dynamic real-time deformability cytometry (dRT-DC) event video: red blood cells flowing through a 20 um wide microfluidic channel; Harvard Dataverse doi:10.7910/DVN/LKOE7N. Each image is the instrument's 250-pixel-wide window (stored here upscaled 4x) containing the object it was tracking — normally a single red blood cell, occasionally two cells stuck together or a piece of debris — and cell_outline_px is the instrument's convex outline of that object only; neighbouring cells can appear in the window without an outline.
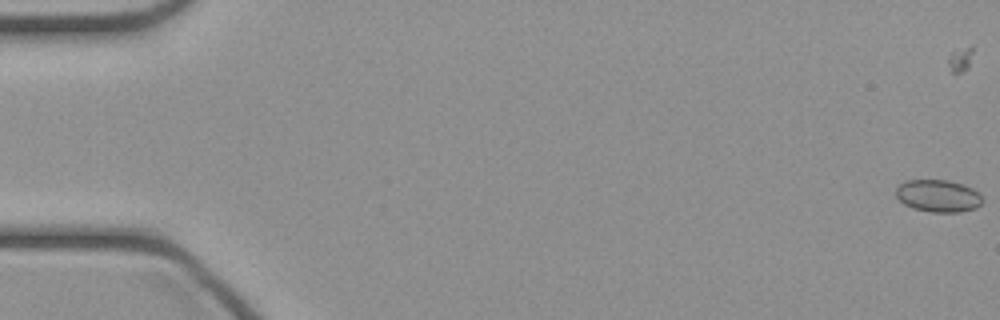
{"species": "common noctule bat (a hibernating species)", "species_latin": "Nyctalus noctula", "temperature_condition": "cold", "stored_images_in_passage": 49, "camera_frame_rate_fps": 3000, "um_per_image_px": 0.085, "animal": {"sex": "female", "body_mass_g": 21.9}, "frame": {"image": 1, "passage_image": 1, "time_ms": 0.0, "image_size_px": [1000, 320], "cell_outline_px": [[984, 200], [976, 208], [960, 212], [932, 212], [912, 208], [904, 204], [896, 196], [896, 188], [900, 184], [908, 180], [948, 180], [972, 188]], "centroid_in_image_um": [79.73, 16.66], "position_along_channel_um": 5.3, "area_um2": 16.13}}
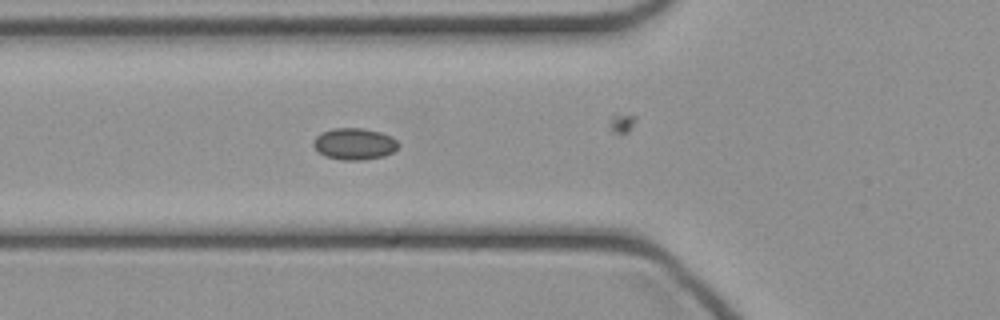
{"frame": {"image": 2, "passage_image": 18, "time_ms": 5.667, "image_size_px": [1000, 320], "cell_outline_px": [[400, 144], [392, 152], [384, 156], [364, 160], [344, 160], [324, 156], [312, 144], [312, 140], [320, 132], [332, 128], [364, 128], [380, 132], [392, 136]], "centroid_in_image_um": [30.11, 12.22], "position_along_channel_um": 95.7, "area_um2": 15.78}}
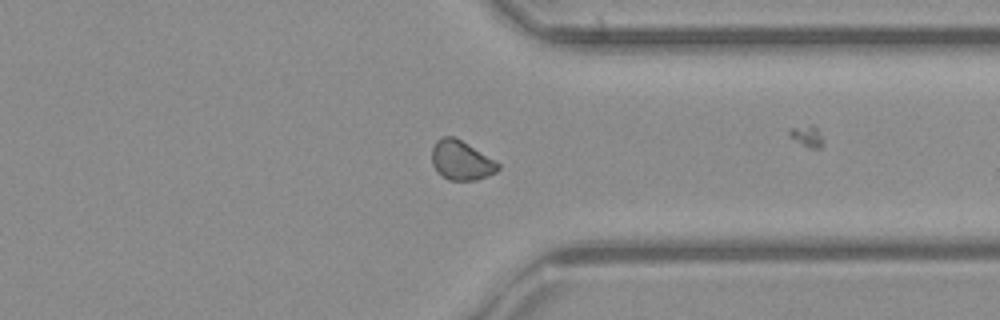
{"frame": {"image": 3, "passage_image": 37, "time_ms": 12.0, "image_size_px": [1000, 320], "cell_outline_px": [[500, 168], [496, 172], [488, 176], [476, 180], [448, 180], [436, 172], [432, 164], [432, 148], [436, 140], [440, 136], [456, 136], [496, 160], [500, 164]], "centroid_in_image_um": [39.21, 13.61], "position_along_channel_um": 372.2, "area_um2": 15.61}}